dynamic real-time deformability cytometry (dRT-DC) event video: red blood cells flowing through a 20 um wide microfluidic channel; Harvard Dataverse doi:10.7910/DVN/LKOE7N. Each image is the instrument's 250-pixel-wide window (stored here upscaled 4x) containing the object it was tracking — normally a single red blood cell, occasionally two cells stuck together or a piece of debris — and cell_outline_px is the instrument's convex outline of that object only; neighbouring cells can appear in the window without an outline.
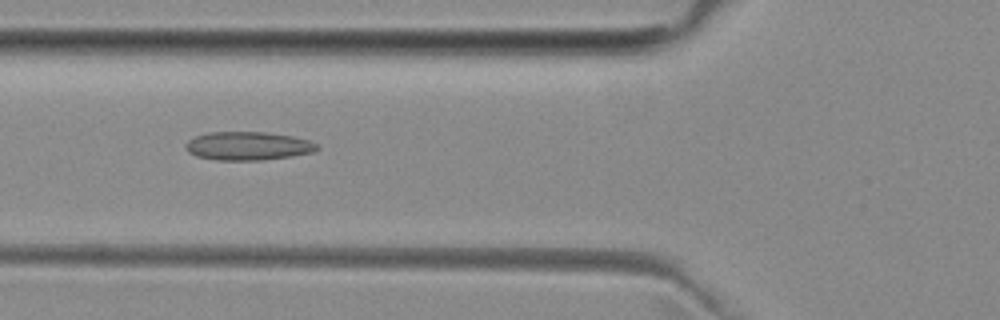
{"species": "common noctule bat (a hibernating species)", "species_latin": "Nyctalus noctula", "temperature_condition": "room temperature", "stored_images_in_passage": 5, "camera_frame_rate_fps": 3000, "um_per_image_px": 0.085, "animal": {"sex": "female", "body_mass_g": 29.2, "forearm_length_mm": 56.3}, "frame": {"image": 1, "passage_image": 4, "time_ms": 3.667, "image_size_px": [1000, 320], "cell_outline_px": [[320, 148], [316, 152], [292, 156], [264, 160], [216, 160], [196, 156], [188, 152], [184, 148], [184, 144], [188, 140], [196, 136], [208, 132], [264, 132], [292, 136], [308, 140], [316, 144]], "centroid_in_image_um": [21.07, 12.41], "position_along_channel_um": 104.7, "area_um2": 21.96}}
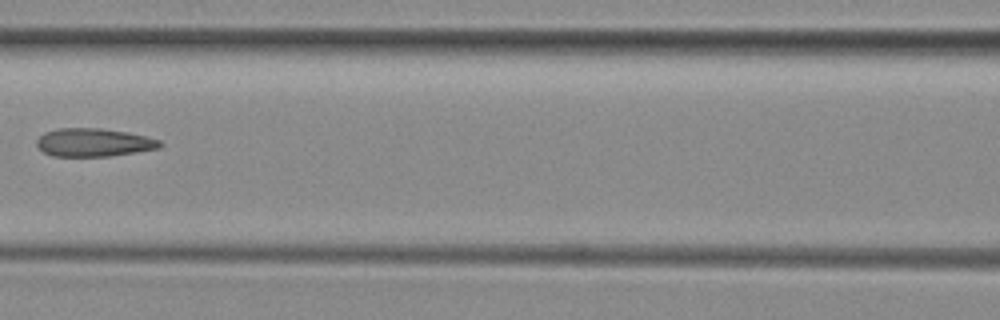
{"frame": {"image": 2, "passage_image": 5, "time_ms": 5.0, "image_size_px": [1000, 320], "cell_outline_px": [[164, 144], [160, 148], [136, 152], [108, 156], [52, 156], [44, 152], [36, 144], [36, 140], [44, 132], [56, 128], [100, 128], [128, 132], [160, 140]], "centroid_in_image_um": [7.96, 12.1], "position_along_channel_um": 158.6, "area_um2": 20.29}}